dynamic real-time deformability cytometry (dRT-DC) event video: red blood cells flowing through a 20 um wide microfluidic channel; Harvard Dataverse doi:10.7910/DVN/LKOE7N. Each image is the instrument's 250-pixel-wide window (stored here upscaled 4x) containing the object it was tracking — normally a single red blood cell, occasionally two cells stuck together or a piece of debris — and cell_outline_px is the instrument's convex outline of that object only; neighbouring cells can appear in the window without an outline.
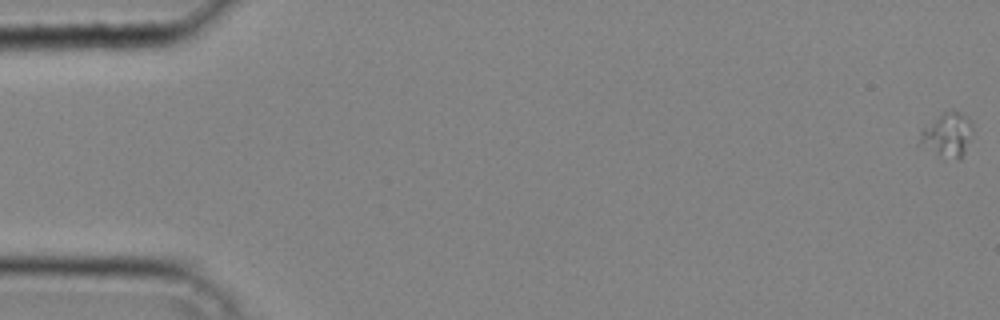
{"species": "common noctule bat (a hibernating species)", "species_latin": "Nyctalus noctula", "temperature_condition": "cold", "stored_images_in_passage": 41, "camera_frame_rate_fps": 3000, "um_per_image_px": 0.085, "animal": {"sex": "male", "body_mass_g": 20.4}, "frame": {"image": 1, "passage_image": 1, "time_ms": 0.0, "image_size_px": [1000, 320], "cell_outline_px": [[972, 128], [964, 152], [960, 160], [940, 156], [916, 144], [920, 128], [944, 112], [952, 108], [968, 116], [972, 120]], "centroid_in_image_um": [80.46, 11.43], "position_along_channel_um": 4.5, "area_um2": 13.99}}
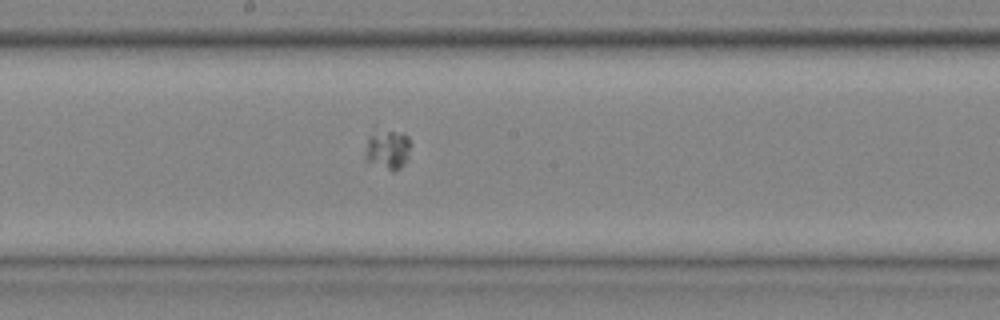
{"frame": {"image": 2, "passage_image": 24, "time_ms": 7.667, "image_size_px": [1000, 320], "cell_outline_px": [[408, 156], [400, 168], [392, 172], [364, 160], [364, 156], [368, 136], [372, 124], [404, 132], [408, 136]], "centroid_in_image_um": [32.86, 12.57], "position_along_channel_um": 215.3, "area_um2": 11.33}}
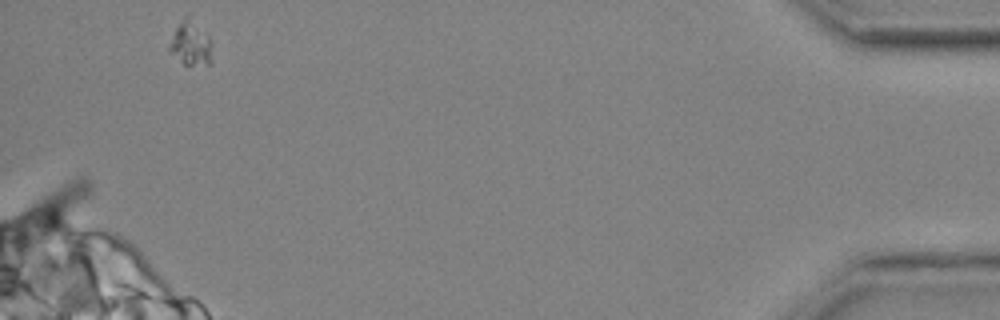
{"frame": {"image": 3, "passage_image": 41, "time_ms": 13.333, "image_size_px": [1000, 320], "cell_outline_px": [[212, 64], [184, 64], [168, 52], [168, 44], [176, 28], [188, 12], [208, 36], [212, 60]], "centroid_in_image_um": [16.18, 3.67], "position_along_channel_um": 419.0, "area_um2": 10.98}}